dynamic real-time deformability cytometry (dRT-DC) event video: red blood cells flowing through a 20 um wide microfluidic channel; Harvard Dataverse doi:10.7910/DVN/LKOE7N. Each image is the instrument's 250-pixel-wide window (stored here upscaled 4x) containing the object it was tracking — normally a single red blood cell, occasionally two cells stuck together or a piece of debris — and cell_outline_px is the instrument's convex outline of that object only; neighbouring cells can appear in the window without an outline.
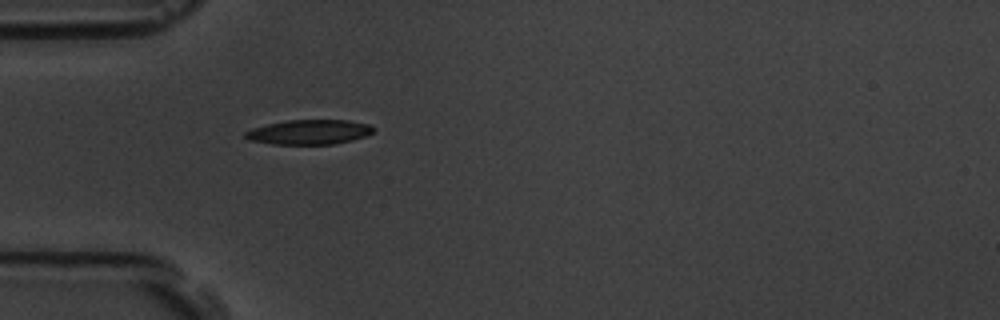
{"species": "common noctule bat (a hibernating species)", "species_latin": "Nyctalus noctula", "temperature_condition": "room temperature", "stored_images_in_passage": 1, "camera_frame_rate_fps": 3000, "um_per_image_px": 0.085, "animal": {"sex": "male", "body_mass_g": 19.5, "forearm_length_mm": 54.6}, "frame": {"image": 1, "passage_image": 1, "time_ms": 0.0, "image_size_px": [1000, 320], "cell_outline_px": [[376, 128], [372, 132], [364, 136], [352, 140], [332, 144], [272, 144], [248, 140], [244, 136], [244, 132], [252, 128], [268, 124], [288, 120], [348, 120], [368, 124]], "centroid_in_image_um": [26.26, 11.22], "position_along_channel_um": 58.7, "area_um2": 18.38}}